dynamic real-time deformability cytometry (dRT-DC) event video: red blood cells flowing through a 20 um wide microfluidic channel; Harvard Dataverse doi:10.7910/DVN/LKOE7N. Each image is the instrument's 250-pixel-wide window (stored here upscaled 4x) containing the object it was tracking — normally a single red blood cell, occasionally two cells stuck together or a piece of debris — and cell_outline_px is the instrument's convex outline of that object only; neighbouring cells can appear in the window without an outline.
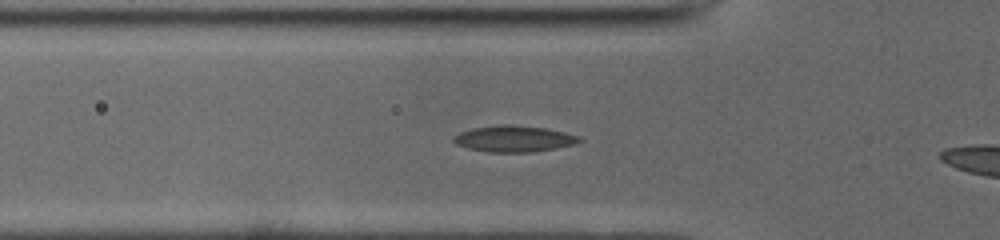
{"species": "common noctule bat (a hibernating species)", "species_latin": "Nyctalus noctula", "temperature_condition": "cold", "stored_images_in_passage": 12, "camera_frame_rate_fps": 3000, "um_per_image_px": 0.085, "animal": {"sex": "male", "body_mass_g": 19.0, "forearm_length_mm": 50.8}, "frame": {"image": 1, "passage_image": 10, "time_ms": 3.0, "image_size_px": [1000, 240], "cell_outline_px": [[584, 140], [576, 144], [556, 148], [532, 152], [488, 152], [468, 148], [456, 144], [452, 140], [452, 136], [460, 132], [472, 128], [508, 124], [512, 124], [544, 128], [564, 132], [580, 136]], "centroid_in_image_um": [43.7, 11.8], "position_along_channel_um": 82.1, "area_um2": 19.31}}